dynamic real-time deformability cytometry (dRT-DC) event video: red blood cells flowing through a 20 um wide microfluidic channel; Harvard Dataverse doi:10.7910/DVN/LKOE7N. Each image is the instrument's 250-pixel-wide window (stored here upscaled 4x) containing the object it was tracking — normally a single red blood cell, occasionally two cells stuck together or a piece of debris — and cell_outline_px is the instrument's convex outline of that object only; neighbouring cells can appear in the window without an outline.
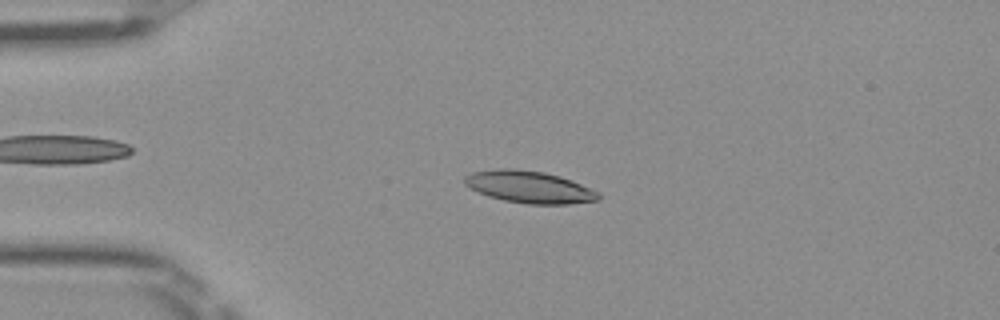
{"species": "Egyptian fruit bat (a non-hibernating species)", "species_latin": "Rousettus aegyptiacus", "temperature_condition": "room temperature", "stored_images_in_passage": 49, "camera_frame_rate_fps": 3000, "um_per_image_px": 0.085, "frame": {"image": 1, "passage_image": 11, "time_ms": 3.333, "image_size_px": [1000, 320], "cell_outline_px": [[600, 196], [596, 200], [568, 204], [528, 204], [504, 200], [488, 196], [464, 184], [464, 176], [472, 172], [500, 168], [516, 168], [544, 172], [560, 176], [600, 192]], "centroid_in_image_um": [44.98, 15.88], "position_along_channel_um": 40.0, "area_um2": 24.85}}
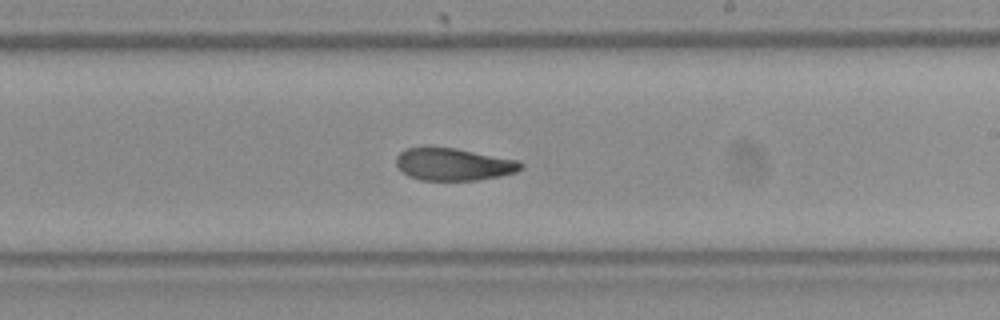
{"frame": {"image": 2, "passage_image": 29, "time_ms": 9.333, "image_size_px": [1000, 320], "cell_outline_px": [[524, 168], [516, 172], [500, 176], [476, 180], [420, 180], [408, 176], [396, 164], [396, 156], [404, 148], [432, 144], [456, 148], [520, 160], [524, 164]], "centroid_in_image_um": [38.54, 13.92], "position_along_channel_um": 250.5, "area_um2": 24.28}}
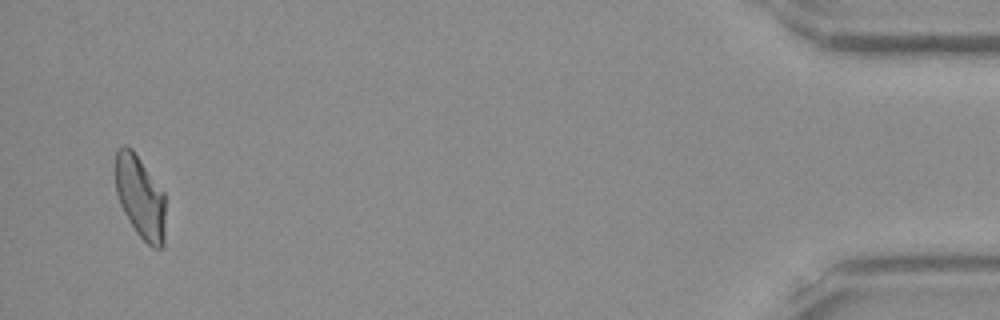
{"frame": {"image": 3, "passage_image": 48, "time_ms": 15.667, "image_size_px": [1000, 320], "cell_outline_px": [[164, 244], [160, 248], [152, 248], [136, 232], [128, 220], [120, 204], [116, 192], [116, 152], [124, 144], [132, 148], [164, 192]], "centroid_in_image_um": [11.92, 16.75], "position_along_channel_um": 423.3, "area_um2": 23.93}, "authors_computed_cell_mechanics": {"area_um2": 24.3916, "velocity_mm_per_s": 4.0113, "shape_relaxation_time_tau1_ms": 4.7822, "shape_relaxation_time_tau2_ms": 3.8814, "deformation_change_tau1": 0.1494, "deformation_change_tau2": 0.0918}}